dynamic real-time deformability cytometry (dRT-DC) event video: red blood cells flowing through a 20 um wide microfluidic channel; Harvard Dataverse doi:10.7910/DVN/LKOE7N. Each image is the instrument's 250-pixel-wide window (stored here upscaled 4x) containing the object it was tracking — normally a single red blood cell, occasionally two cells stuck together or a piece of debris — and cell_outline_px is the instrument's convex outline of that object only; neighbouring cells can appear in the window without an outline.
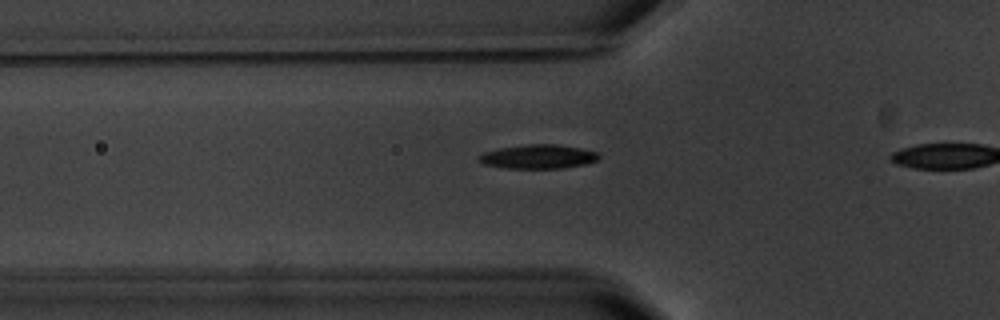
{"species": "common noctule bat (a hibernating species)", "species_latin": "Nyctalus noctula", "temperature_condition": "warm", "stored_images_in_passage": 4, "camera_frame_rate_fps": 3000, "um_per_image_px": 0.085, "animal": {"sex": "male", "body_mass_g": 20.1, "forearm_length_mm": 53.5}, "frame": {"image": 1, "passage_image": 4, "time_ms": 3.333, "image_size_px": [1000, 320], "cell_outline_px": [[600, 156], [596, 160], [584, 164], [564, 168], [508, 168], [484, 164], [476, 160], [476, 156], [484, 152], [500, 148], [524, 144], [556, 144], [580, 148], [600, 152]], "centroid_in_image_um": [45.72, 13.3], "position_along_channel_um": 80.1, "area_um2": 16.88}}